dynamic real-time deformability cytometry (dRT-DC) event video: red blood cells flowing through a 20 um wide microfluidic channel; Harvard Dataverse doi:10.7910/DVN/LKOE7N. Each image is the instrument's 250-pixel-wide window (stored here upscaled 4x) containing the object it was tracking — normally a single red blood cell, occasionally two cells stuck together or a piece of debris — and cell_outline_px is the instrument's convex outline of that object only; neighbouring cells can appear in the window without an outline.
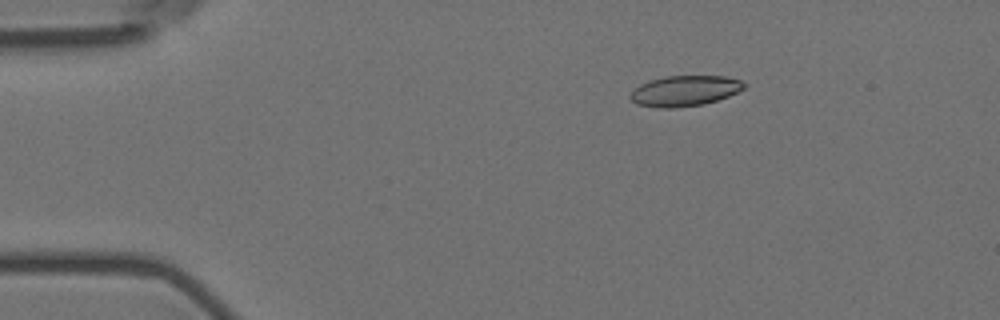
{"species": "Egyptian fruit bat (a non-hibernating species)", "species_latin": "Rousettus aegyptiacus", "temperature_condition": "room temperature", "stored_images_in_passage": 48, "camera_frame_rate_fps": 3000, "um_per_image_px": 0.085, "animal": {"sex": "female"}, "frame": {"image": 1, "passage_image": 1, "time_ms": 0.0, "image_size_px": [1000, 320], "cell_outline_px": [[748, 84], [744, 88], [728, 96], [704, 104], [672, 108], [656, 108], [636, 104], [628, 96], [632, 88], [648, 80], [664, 76], [724, 76], [740, 80]], "centroid_in_image_um": [58.14, 7.72], "position_along_channel_um": 26.9, "area_um2": 20.46}}
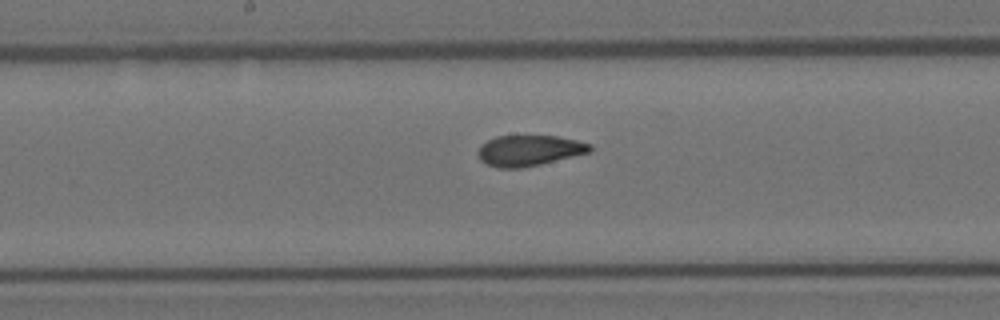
{"frame": {"image": 2, "passage_image": 21, "time_ms": 6.667, "image_size_px": [1000, 320], "cell_outline_px": [[592, 148], [588, 152], [524, 168], [496, 168], [480, 160], [476, 152], [480, 144], [496, 136], [556, 136], [576, 140], [592, 144]], "centroid_in_image_um": [44.92, 12.79], "position_along_channel_um": 203.3, "area_um2": 20.0}}
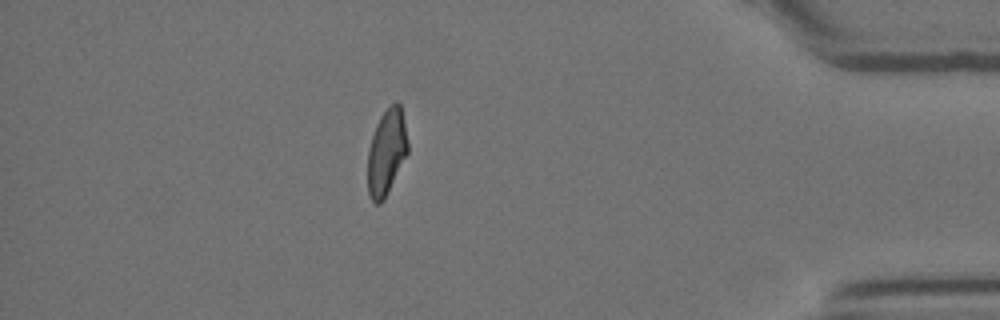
{"frame": {"image": 3, "passage_image": 41, "time_ms": 13.333, "image_size_px": [1000, 320], "cell_outline_px": [[408, 152], [384, 200], [380, 204], [376, 204], [368, 196], [368, 148], [376, 124], [380, 116], [396, 100], [400, 104], [404, 120], [408, 144]], "centroid_in_image_um": [32.85, 12.94], "position_along_channel_um": 402.4, "area_um2": 20.0}, "authors_computed_cell_mechanics": {"area_um2": 20.6346, "velocity_mm_per_s": 3.6176, "shape_relaxation_time_tau1_ms": 7.9976, "shape_relaxation_time_tau2_ms": 1.8039, "deformation_change_tau1": 0.1849, "deformation_change_tau2": 0.0781}}